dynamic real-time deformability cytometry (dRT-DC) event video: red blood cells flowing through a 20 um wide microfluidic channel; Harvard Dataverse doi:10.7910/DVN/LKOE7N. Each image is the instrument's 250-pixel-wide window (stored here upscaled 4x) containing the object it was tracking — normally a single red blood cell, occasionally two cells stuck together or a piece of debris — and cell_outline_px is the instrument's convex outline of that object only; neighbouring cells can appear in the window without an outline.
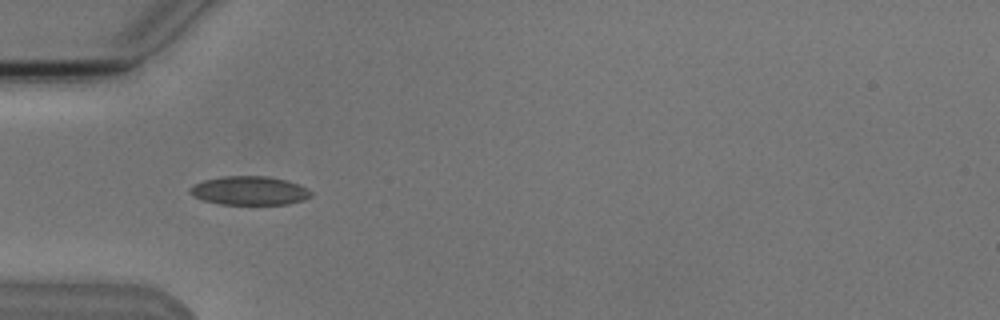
{"species": "Egyptian fruit bat (a non-hibernating species)", "species_latin": "Rousettus aegyptiacus", "temperature_condition": "cold", "stored_images_in_passage": 5, "camera_frame_rate_fps": 3000, "um_per_image_px": 0.085, "animal": {"sex": "male"}, "frame": {"image": 1, "passage_image": 4, "time_ms": 3.667, "image_size_px": [1000, 320], "cell_outline_px": [[312, 196], [304, 200], [288, 204], [220, 204], [204, 200], [192, 196], [188, 192], [188, 188], [192, 184], [204, 180], [224, 176], [264, 176], [284, 180], [308, 188], [312, 192]], "centroid_in_image_um": [21.17, 16.21], "position_along_channel_um": 63.8, "area_um2": 20.29}}